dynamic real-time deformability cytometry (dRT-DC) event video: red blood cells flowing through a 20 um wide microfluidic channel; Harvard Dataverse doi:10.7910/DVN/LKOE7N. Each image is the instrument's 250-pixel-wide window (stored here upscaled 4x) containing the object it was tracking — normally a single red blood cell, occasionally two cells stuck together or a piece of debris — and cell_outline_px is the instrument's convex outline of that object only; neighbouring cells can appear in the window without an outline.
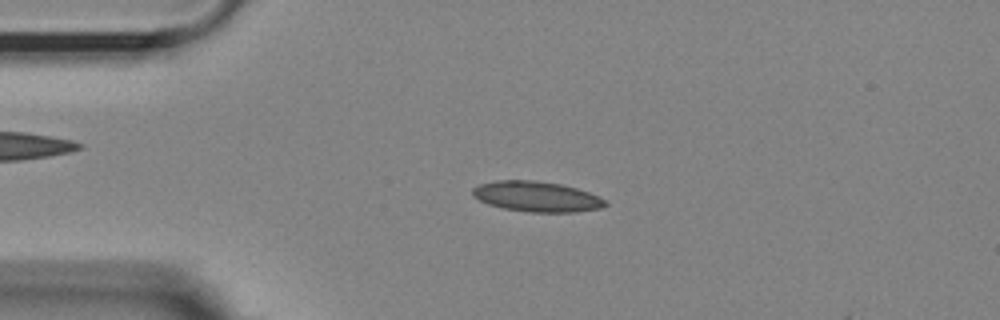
{"species": "Egyptian fruit bat (a non-hibernating species)", "species_latin": "Rousettus aegyptiacus", "temperature_condition": "room temperature", "stored_images_in_passage": 42, "camera_frame_rate_fps": 3000, "um_per_image_px": 0.085, "animal": {"sex": "female"}, "frame": {"image": 1, "passage_image": 3, "time_ms": 0.667, "image_size_px": [1000, 320], "cell_outline_px": [[608, 204], [600, 208], [576, 212], [532, 212], [504, 208], [488, 204], [472, 196], [472, 188], [480, 184], [500, 180], [536, 180], [560, 184], [576, 188], [588, 192], [604, 200]], "centroid_in_image_um": [45.59, 16.7], "position_along_channel_um": 39.4, "area_um2": 23.24}}
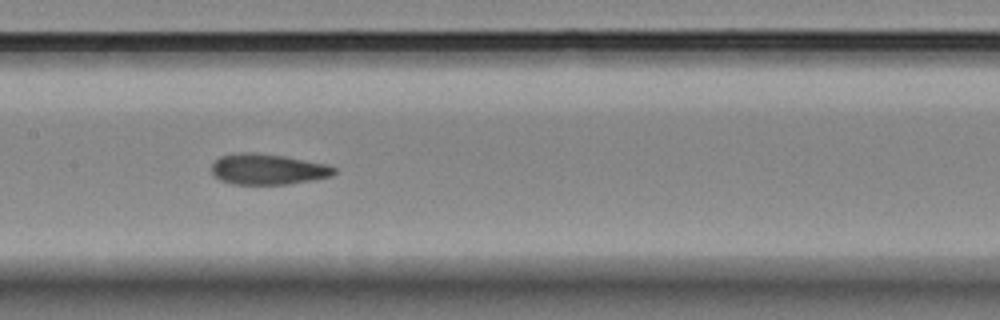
{"frame": {"image": 2, "passage_image": 17, "time_ms": 5.333, "image_size_px": [1000, 320], "cell_outline_px": [[336, 172], [332, 176], [312, 180], [288, 184], [232, 184], [220, 180], [212, 172], [212, 164], [220, 156], [240, 152], [252, 152], [284, 156], [328, 164], [336, 168]], "centroid_in_image_um": [22.78, 14.38], "position_along_channel_um": 184.6, "area_um2": 21.96}}
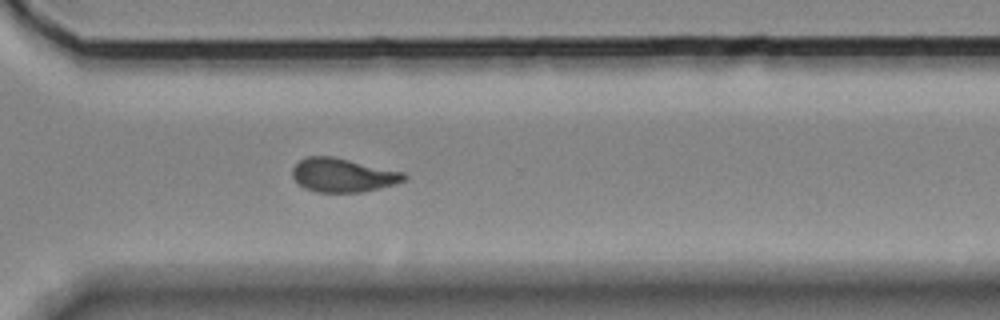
{"frame": {"image": 3, "passage_image": 30, "time_ms": 9.667, "image_size_px": [1000, 320], "cell_outline_px": [[408, 176], [404, 180], [396, 184], [360, 192], [316, 192], [304, 188], [292, 176], [292, 168], [300, 160], [308, 156], [332, 156], [404, 172]], "centroid_in_image_um": [29.14, 14.88], "position_along_channel_um": 341.5, "area_um2": 21.85}}